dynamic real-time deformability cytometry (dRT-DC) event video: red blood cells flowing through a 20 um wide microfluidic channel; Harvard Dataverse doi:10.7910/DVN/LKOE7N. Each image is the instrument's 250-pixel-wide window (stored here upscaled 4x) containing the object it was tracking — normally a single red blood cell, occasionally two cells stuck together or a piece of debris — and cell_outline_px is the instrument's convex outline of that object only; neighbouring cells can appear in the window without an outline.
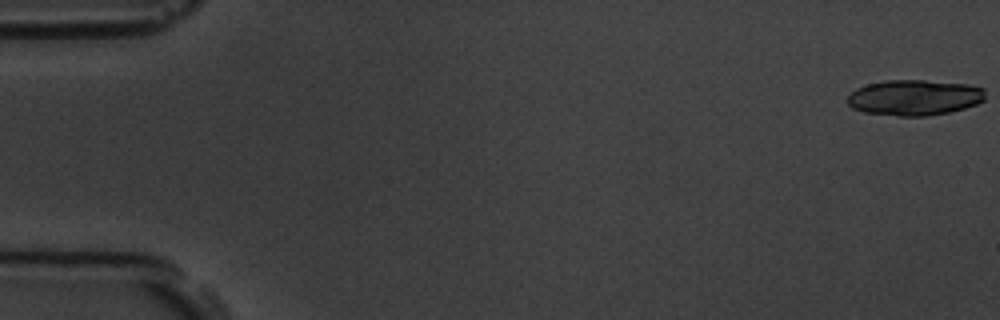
{"species": "common noctule bat (a hibernating species)", "species_latin": "Nyctalus noctula", "temperature_condition": "room temperature", "stored_images_in_passage": 20, "camera_frame_rate_fps": 3000, "um_per_image_px": 0.085, "animal": {"sex": "male", "body_mass_g": 19.5, "forearm_length_mm": 54.6}, "frame": {"image": 1, "passage_image": 1, "time_ms": 0.0, "image_size_px": [1000, 320], "cell_outline_px": [[984, 100], [976, 104], [964, 108], [948, 112], [928, 116], [900, 116], [864, 112], [852, 108], [848, 104], [848, 96], [856, 88], [868, 84], [884, 80], [924, 80], [968, 84], [984, 88]], "centroid_in_image_um": [77.72, 8.29], "position_along_channel_um": 7.3, "area_um2": 28.61}}